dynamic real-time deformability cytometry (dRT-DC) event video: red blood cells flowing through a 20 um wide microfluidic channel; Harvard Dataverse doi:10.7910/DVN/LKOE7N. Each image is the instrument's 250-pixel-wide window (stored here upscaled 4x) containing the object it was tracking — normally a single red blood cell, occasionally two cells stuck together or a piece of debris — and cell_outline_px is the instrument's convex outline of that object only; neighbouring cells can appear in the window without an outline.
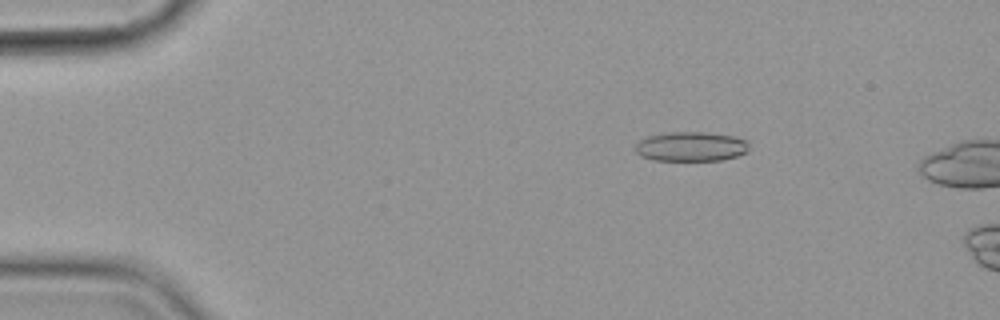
{"species": "common noctule bat (a hibernating species)", "species_latin": "Nyctalus noctula", "temperature_condition": "cold", "stored_images_in_passage": 5, "camera_frame_rate_fps": 3000, "um_per_image_px": 0.085, "animal": {"sex": "female", "body_mass_g": 19.9}, "frame": {"image": 1, "passage_image": 3, "time_ms": 2.333, "image_size_px": [1000, 320], "cell_outline_px": [[748, 152], [736, 156], [720, 160], [652, 160], [640, 156], [636, 152], [636, 144], [640, 140], [648, 136], [672, 132], [704, 132], [732, 136], [748, 140]], "centroid_in_image_um": [58.74, 12.46], "position_along_channel_um": 26.3, "area_um2": 19.48}}